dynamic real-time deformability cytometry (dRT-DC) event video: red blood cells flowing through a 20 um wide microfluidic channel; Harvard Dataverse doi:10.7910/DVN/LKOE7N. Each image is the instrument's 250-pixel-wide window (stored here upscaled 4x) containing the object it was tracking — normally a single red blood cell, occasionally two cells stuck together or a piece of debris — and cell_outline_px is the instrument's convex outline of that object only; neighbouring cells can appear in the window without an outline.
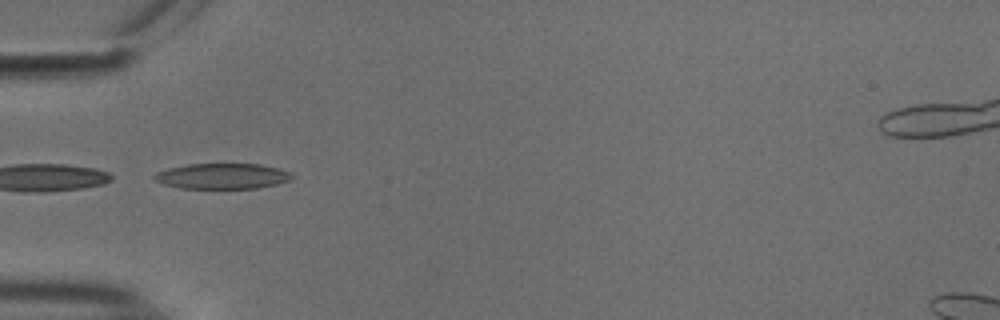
{"species": "common noctule bat (a hibernating species)", "species_latin": "Nyctalus noctula", "temperature_condition": "cold", "stored_images_in_passage": 37, "camera_frame_rate_fps": 3000, "um_per_image_px": 0.085, "animal": {"sex": "male", "body_mass_g": 18.8}, "frame": {"image": 1, "passage_image": 1, "time_ms": 0.0, "image_size_px": [1000, 320], "cell_outline_px": [[292, 176], [288, 180], [276, 184], [256, 188], [180, 188], [164, 184], [156, 180], [152, 176], [156, 172], [168, 168], [188, 164], [260, 164], [280, 168], [292, 172]], "centroid_in_image_um": [18.89, 14.96], "position_along_channel_um": 66.1, "area_um2": 20.4}}
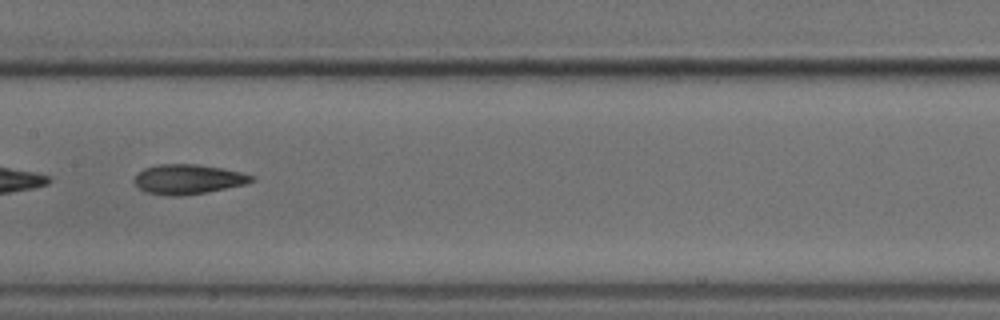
{"frame": {"image": 2, "passage_image": 11, "time_ms": 3.333, "image_size_px": [1000, 320], "cell_outline_px": [[256, 180], [248, 184], [204, 192], [180, 196], [164, 196], [144, 192], [132, 180], [144, 168], [160, 164], [196, 164], [224, 168], [240, 172], [252, 176]], "centroid_in_image_um": [15.98, 15.24], "position_along_channel_um": 191.4, "area_um2": 20.35}}
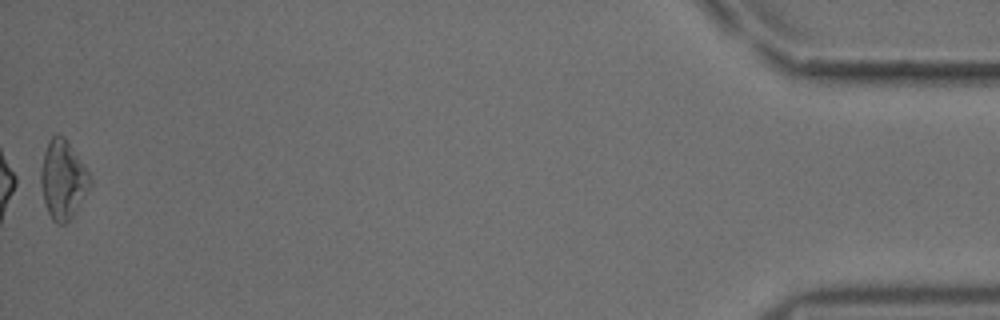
{"frame": {"image": 3, "passage_image": 37, "time_ms": 12.0, "image_size_px": [1000, 320], "cell_outline_px": [[92, 184], [72, 216], [64, 224], [56, 224], [52, 220], [48, 212], [44, 200], [40, 184], [40, 172], [44, 152], [48, 140], [56, 132], [64, 136], [88, 172], [92, 180]], "centroid_in_image_um": [5.33, 15.25], "position_along_channel_um": 429.9, "area_um2": 22.43}, "authors_computed_cell_mechanics": {"area_um2": 20.0566, "velocity_mm_per_s": 3.7747, "shape_relaxation_time_tau1_ms": 6.9601, "shape_relaxation_time_tau2_ms": 4.3875, "deformation_change_tau1": 0.1523, "deformation_change_tau2": 0.126}}